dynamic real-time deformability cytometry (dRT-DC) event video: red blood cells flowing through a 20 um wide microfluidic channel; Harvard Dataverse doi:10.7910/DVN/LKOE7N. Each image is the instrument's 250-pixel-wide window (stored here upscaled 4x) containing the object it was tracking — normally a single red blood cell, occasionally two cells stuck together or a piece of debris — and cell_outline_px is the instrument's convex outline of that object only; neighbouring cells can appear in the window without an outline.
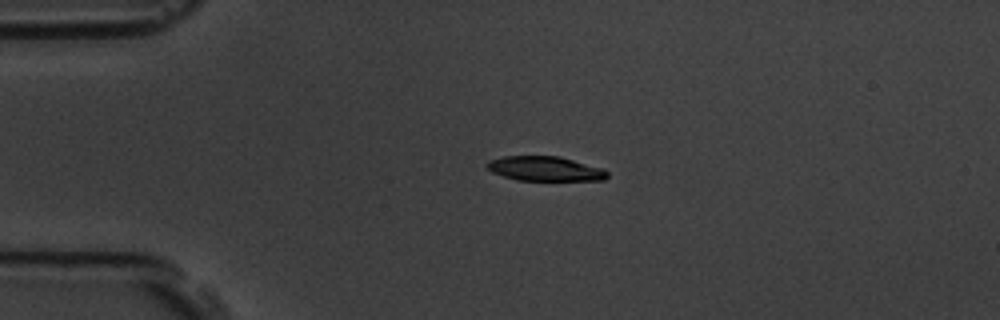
{"species": "common noctule bat (a hibernating species)", "species_latin": "Nyctalus noctula", "temperature_condition": "room temperature", "stored_images_in_passage": 4, "camera_frame_rate_fps": 3000, "um_per_image_px": 0.085, "animal": {"sex": "male", "body_mass_g": 19.5, "forearm_length_mm": 54.6}, "frame": {"image": 1, "passage_image": 3, "time_ms": 0.667, "image_size_px": [1000, 320], "cell_outline_px": [[608, 176], [604, 180], [516, 180], [492, 172], [484, 164], [488, 160], [504, 156], [560, 156], [604, 168], [608, 172]], "centroid_in_image_um": [46.33, 14.33], "position_along_channel_um": 38.7, "area_um2": 17.34}}